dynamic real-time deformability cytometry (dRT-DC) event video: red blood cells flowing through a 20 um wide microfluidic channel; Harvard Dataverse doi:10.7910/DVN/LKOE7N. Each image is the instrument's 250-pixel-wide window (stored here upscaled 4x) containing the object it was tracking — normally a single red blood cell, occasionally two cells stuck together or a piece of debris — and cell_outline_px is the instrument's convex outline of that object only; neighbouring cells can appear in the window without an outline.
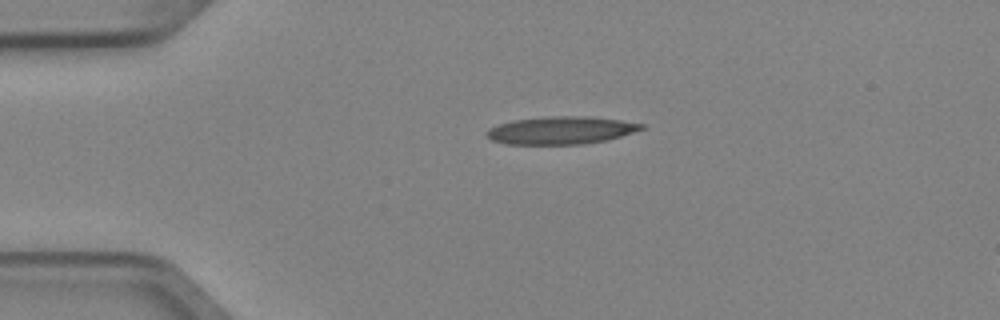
{"species": "Egyptian fruit bat (a non-hibernating species)", "species_latin": "Rousettus aegyptiacus", "temperature_condition": "cold", "stored_images_in_passage": 3, "segment_of_instrument_passage": [1, 2], "camera_frame_rate_fps": 3000, "um_per_image_px": 0.085, "animal": {"sex": "female"}, "frame": {"image": 1, "passage_image": 1, "time_ms": 0.0, "image_size_px": [1000, 320], "cell_outline_px": [[644, 128], [620, 136], [604, 140], [584, 144], [508, 144], [492, 140], [484, 132], [488, 128], [512, 120], [552, 116], [584, 116], [620, 120], [644, 124]], "centroid_in_image_um": [47.64, 11.07], "position_along_channel_um": 37.4, "area_um2": 24.68}}